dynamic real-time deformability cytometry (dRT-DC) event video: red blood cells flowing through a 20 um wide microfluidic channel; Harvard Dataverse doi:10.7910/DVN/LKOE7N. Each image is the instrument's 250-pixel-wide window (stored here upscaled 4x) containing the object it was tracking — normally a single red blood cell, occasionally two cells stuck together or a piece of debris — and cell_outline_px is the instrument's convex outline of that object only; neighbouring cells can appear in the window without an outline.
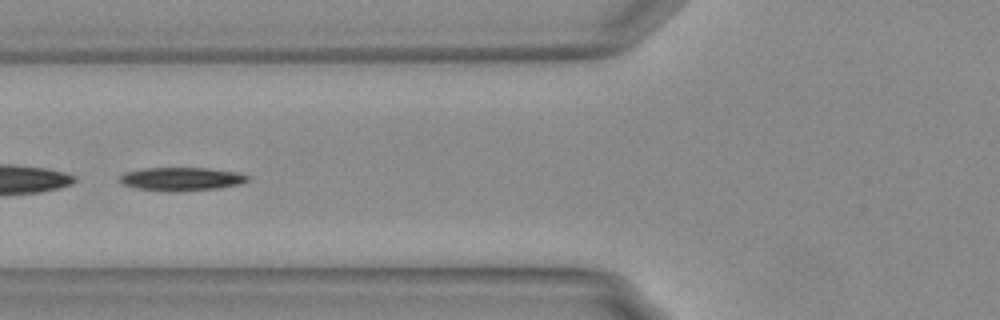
{"species": "Egyptian fruit bat (a non-hibernating species)", "species_latin": "Rousettus aegyptiacus", "temperature_condition": "warm", "stored_images_in_passage": 54, "segment_of_instrument_passage": [2, 2], "camera_frame_rate_fps": 3000, "um_per_image_px": 0.085, "animal": {"sex": "female"}, "frame": {"image": 1, "passage_image": 22, "time_ms": 7.0, "image_size_px": [1000, 320], "cell_outline_px": [[248, 180], [240, 184], [216, 188], [176, 192], [168, 192], [136, 188], [120, 184], [116, 180], [116, 176], [124, 172], [144, 168], [208, 168], [240, 172], [248, 176]], "centroid_in_image_um": [15.32, 15.21], "position_along_channel_um": 110.5, "area_um2": 17.8}}
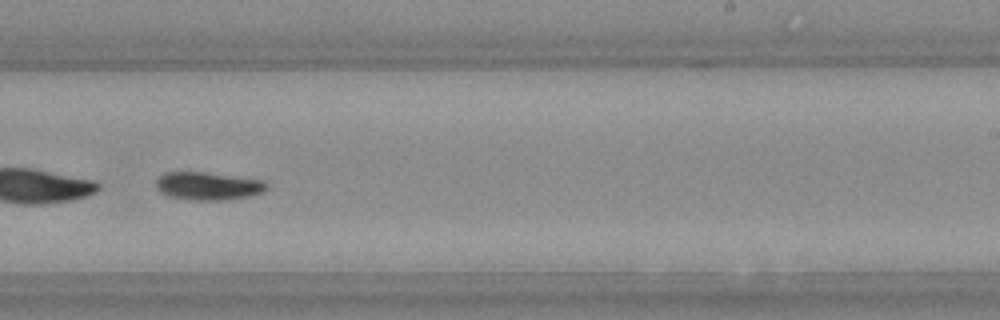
{"frame": {"image": 2, "passage_image": 35, "time_ms": 11.333, "image_size_px": [1000, 320], "cell_outline_px": [[268, 188], [264, 192], [252, 196], [228, 200], [196, 200], [168, 196], [160, 192], [156, 188], [156, 180], [164, 172], [204, 172], [264, 180], [268, 184]], "centroid_in_image_um": [17.72, 15.81], "position_along_channel_um": 271.3, "area_um2": 18.21}}